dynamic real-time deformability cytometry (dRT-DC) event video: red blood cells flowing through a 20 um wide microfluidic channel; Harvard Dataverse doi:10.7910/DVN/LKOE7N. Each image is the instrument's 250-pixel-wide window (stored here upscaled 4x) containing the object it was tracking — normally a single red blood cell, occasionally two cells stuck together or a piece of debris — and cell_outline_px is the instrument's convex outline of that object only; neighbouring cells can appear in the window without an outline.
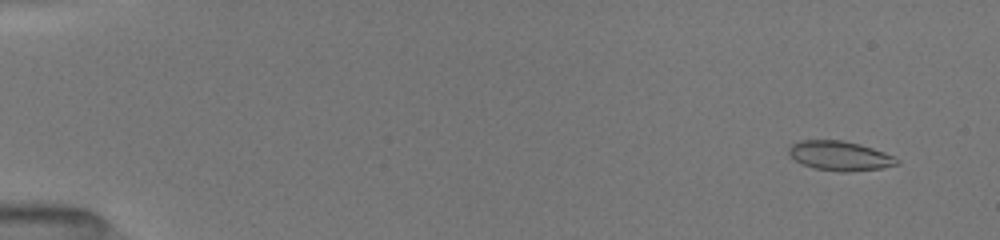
{"species": "common noctule bat (a hibernating species)", "species_latin": "Nyctalus noctula", "temperature_condition": "room temperature", "stored_images_in_passage": 17, "camera_frame_rate_fps": 3000, "um_per_image_px": 0.085, "animal": {"sex": "female", "body_mass_g": 19.5, "forearm_length_mm": 54.1}, "frame": {"image": 1, "passage_image": 3, "time_ms": 1.0, "image_size_px": [1000, 240], "cell_outline_px": [[900, 164], [880, 168], [848, 172], [840, 172], [816, 168], [804, 164], [796, 160], [788, 152], [788, 144], [796, 140], [844, 140], [860, 144], [884, 152], [900, 160]], "centroid_in_image_um": [71.37, 13.23], "position_along_channel_um": 13.6, "area_um2": 18.61}}
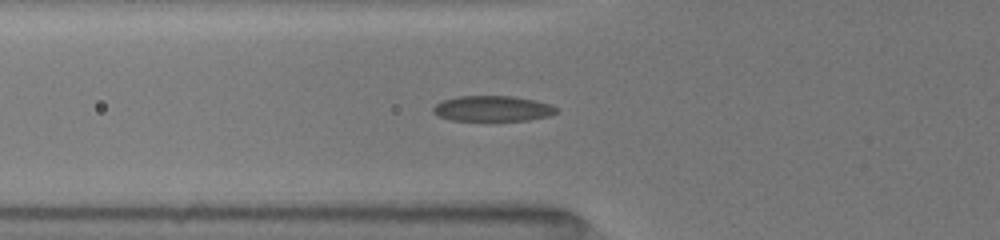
{"frame": {"image": 2, "passage_image": 15, "time_ms": 6.333, "image_size_px": [1000, 240], "cell_outline_px": [[556, 112], [548, 116], [528, 120], [452, 120], [440, 116], [432, 112], [432, 108], [436, 104], [444, 100], [456, 96], [512, 96], [536, 100], [548, 104], [556, 108]], "centroid_in_image_um": [41.84, 9.22], "position_along_channel_um": 84.0, "area_um2": 18.09}}
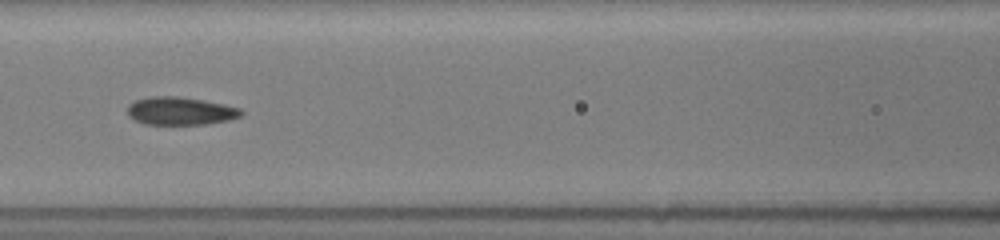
{"frame": {"image": 3, "passage_image": 17, "time_ms": 8.0, "image_size_px": [1000, 240], "cell_outline_px": [[244, 112], [240, 116], [228, 120], [208, 124], [144, 124], [128, 116], [128, 104], [136, 100], [152, 96], [176, 96], [204, 100], [224, 104], [240, 108]], "centroid_in_image_um": [15.33, 9.43], "position_along_channel_um": 151.3, "area_um2": 18.5}}